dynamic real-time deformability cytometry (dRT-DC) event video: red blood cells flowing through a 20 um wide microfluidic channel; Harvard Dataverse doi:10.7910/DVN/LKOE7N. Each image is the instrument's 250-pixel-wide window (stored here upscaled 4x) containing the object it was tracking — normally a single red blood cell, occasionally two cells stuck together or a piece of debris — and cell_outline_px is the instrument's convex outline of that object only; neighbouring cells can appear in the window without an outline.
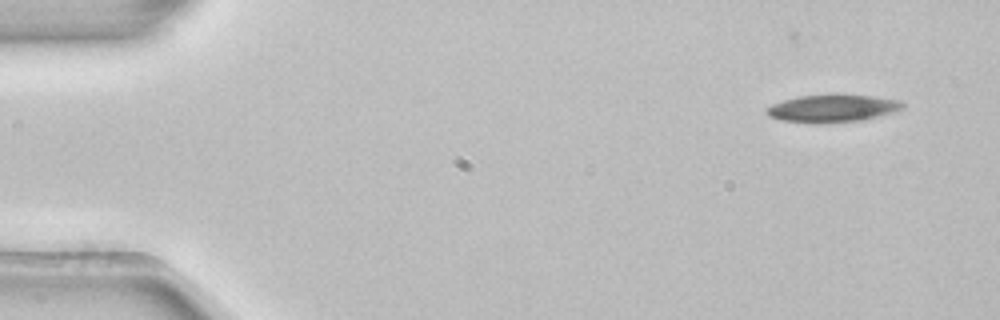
{"species": "common noctule bat (a hibernating species)", "species_latin": "Nyctalus noctula", "temperature_condition": "room temperature", "stored_images_in_passage": 5, "camera_frame_rate_fps": 3000, "um_per_image_px": 0.085, "animal": {"sex": "female", "body_mass_g": 22.7, "forearm_length_mm": 54.2}, "frame": {"image": 1, "passage_image": 1, "time_ms": 0.0, "image_size_px": [1000, 320], "cell_outline_px": [[904, 108], [892, 112], [864, 120], [780, 120], [768, 116], [764, 112], [764, 108], [772, 104], [784, 100], [800, 96], [836, 92], [872, 96], [904, 100]], "centroid_in_image_um": [70.81, 9.12], "position_along_channel_um": 14.2, "area_um2": 21.5}}
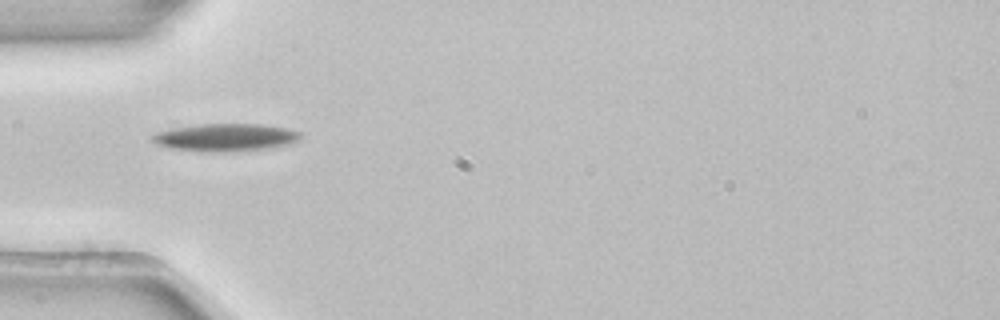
{"frame": {"image": 2, "passage_image": 4, "time_ms": 1.0, "image_size_px": [1000, 320], "cell_outline_px": [[300, 136], [292, 144], [272, 148], [232, 152], [204, 152], [168, 148], [156, 144], [148, 136], [156, 132], [172, 128], [200, 124], [260, 124], [284, 128], [300, 132]], "centroid_in_image_um": [19.11, 11.69], "position_along_channel_um": 65.9, "area_um2": 24.16}}